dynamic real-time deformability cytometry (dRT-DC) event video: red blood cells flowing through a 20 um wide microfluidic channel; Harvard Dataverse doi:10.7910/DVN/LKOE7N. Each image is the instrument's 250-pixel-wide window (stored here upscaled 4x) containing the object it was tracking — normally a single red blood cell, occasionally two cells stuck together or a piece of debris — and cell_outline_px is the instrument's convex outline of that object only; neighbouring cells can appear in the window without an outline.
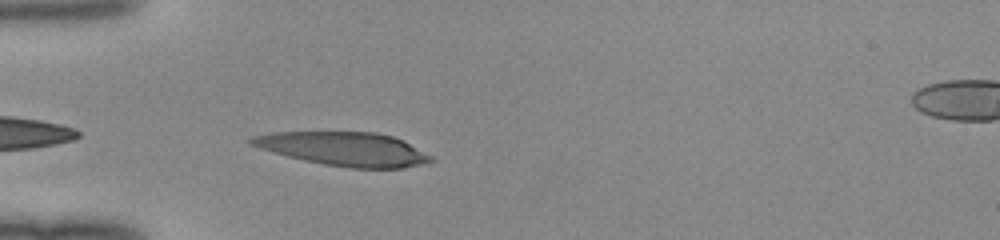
{"species": "human", "species_latin": "Homo sapiens", "temperature_condition": "room temperature", "stored_images_in_passage": 34, "camera_frame_rate_fps": 3000, "um_per_image_px": 0.085, "donor": {"sex": "female"}, "frame": {"image": 1, "passage_image": 2, "time_ms": 0.333, "image_size_px": [1000, 240], "cell_outline_px": [[436, 160], [404, 168], [348, 168], [324, 164], [304, 160], [272, 152], [248, 144], [248, 140], [252, 136], [272, 132], [376, 132], [392, 136], [404, 140], [432, 156]], "centroid_in_image_um": [29.24, 12.65], "position_along_channel_um": 55.8, "area_um2": 35.32}}
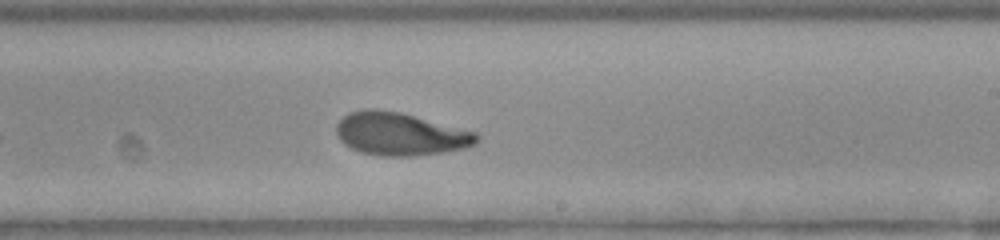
{"frame": {"image": 2, "passage_image": 17, "time_ms": 5.333, "image_size_px": [1000, 240], "cell_outline_px": [[480, 140], [476, 144], [464, 148], [444, 152], [412, 156], [380, 156], [360, 152], [344, 144], [336, 136], [336, 124], [348, 112], [364, 108], [376, 108], [400, 112], [476, 132], [480, 136]], "centroid_in_image_um": [34.0, 11.38], "position_along_channel_um": 255.0, "area_um2": 35.32}}
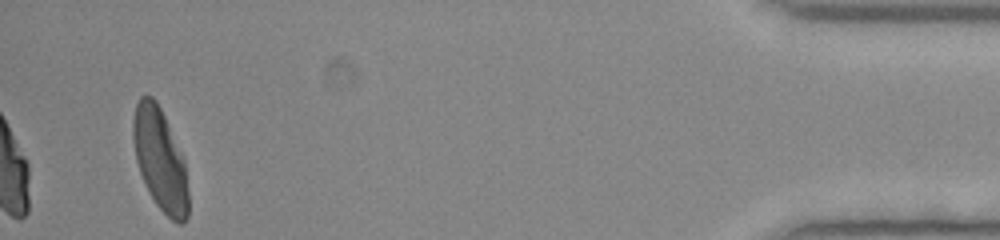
{"frame": {"image": 3, "passage_image": 34, "time_ms": 11.0, "image_size_px": [1000, 240], "cell_outline_px": [[188, 216], [184, 224], [176, 224], [156, 204], [148, 192], [140, 172], [136, 160], [132, 136], [132, 120], [136, 104], [140, 96], [152, 96], [156, 100], [164, 116], [184, 160], [188, 192]], "centroid_in_image_um": [13.59, 13.59], "position_along_channel_um": 421.6, "area_um2": 32.71}}